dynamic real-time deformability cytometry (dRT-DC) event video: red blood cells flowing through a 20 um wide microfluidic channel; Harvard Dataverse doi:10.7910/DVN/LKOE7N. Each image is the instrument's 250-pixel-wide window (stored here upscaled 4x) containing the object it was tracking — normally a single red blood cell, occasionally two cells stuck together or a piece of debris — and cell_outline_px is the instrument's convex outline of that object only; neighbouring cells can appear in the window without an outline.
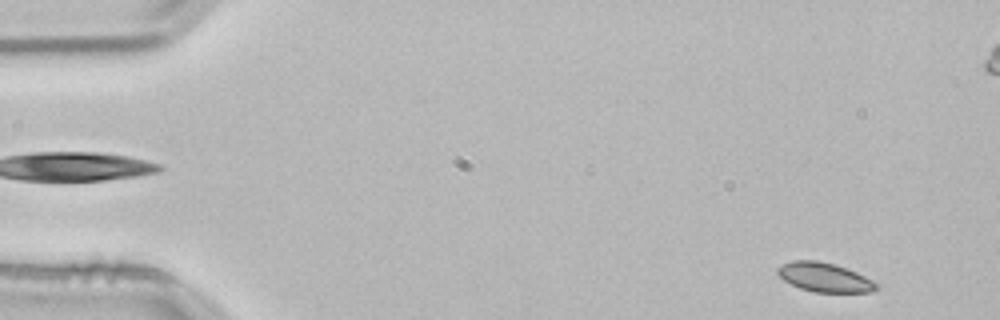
{"species": "common noctule bat (a hibernating species)", "species_latin": "Nyctalus noctula", "temperature_condition": "room temperature", "stored_images_in_passage": 53, "segment_of_instrument_passage": [1, 2], "camera_frame_rate_fps": 3000, "um_per_image_px": 0.085, "animal": {"sex": "male", "body_mass_g": 21.5, "forearm_length_mm": 52.0}, "frame": {"image": 1, "passage_image": 2, "time_ms": 0.333, "image_size_px": [1000, 320], "cell_outline_px": [[880, 288], [872, 292], [812, 292], [800, 288], [784, 280], [776, 272], [776, 268], [792, 260], [820, 260], [836, 264], [848, 268], [880, 284]], "centroid_in_image_um": [70.12, 23.57], "position_along_channel_um": 14.9, "area_um2": 16.99}}
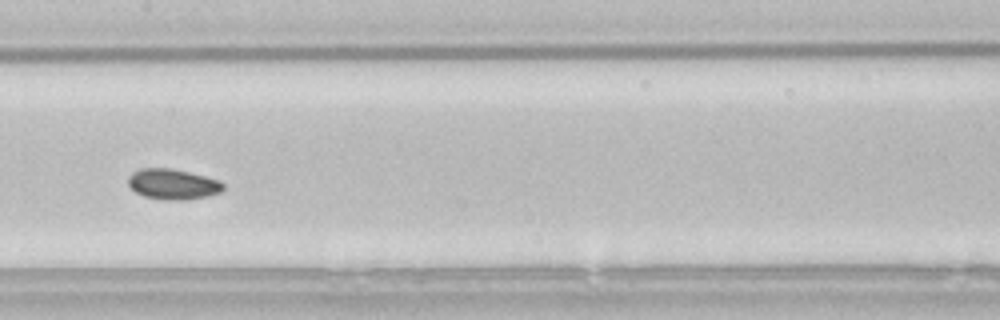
{"frame": {"image": 2, "passage_image": 25, "time_ms": 8.0, "image_size_px": [1000, 320], "cell_outline_px": [[224, 188], [220, 192], [188, 200], [164, 200], [144, 196], [136, 192], [128, 184], [128, 176], [132, 172], [140, 168], [172, 168], [220, 180], [224, 184]], "centroid_in_image_um": [14.67, 15.65], "position_along_channel_um": 192.7, "area_um2": 16.88}}
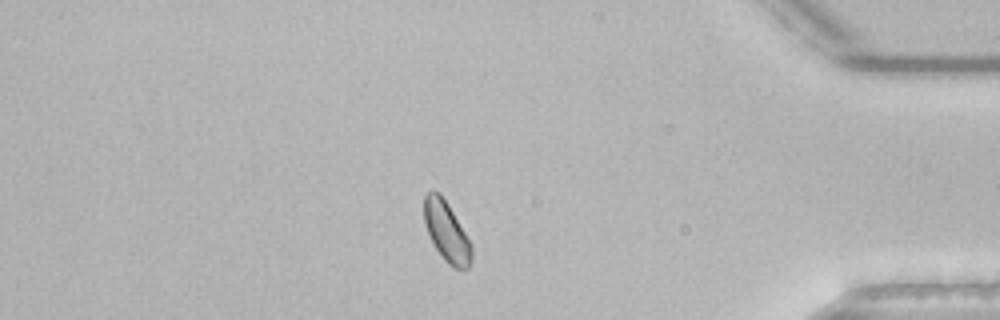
{"frame": {"image": 3, "passage_image": 44, "time_ms": 14.333, "image_size_px": [1000, 320], "cell_outline_px": [[472, 260], [468, 268], [452, 268], [444, 260], [436, 248], [428, 232], [424, 220], [424, 196], [428, 192], [440, 192], [448, 204], [472, 244]], "centroid_in_image_um": [37.98, 19.7], "position_along_channel_um": 397.2, "area_um2": 16.42}}